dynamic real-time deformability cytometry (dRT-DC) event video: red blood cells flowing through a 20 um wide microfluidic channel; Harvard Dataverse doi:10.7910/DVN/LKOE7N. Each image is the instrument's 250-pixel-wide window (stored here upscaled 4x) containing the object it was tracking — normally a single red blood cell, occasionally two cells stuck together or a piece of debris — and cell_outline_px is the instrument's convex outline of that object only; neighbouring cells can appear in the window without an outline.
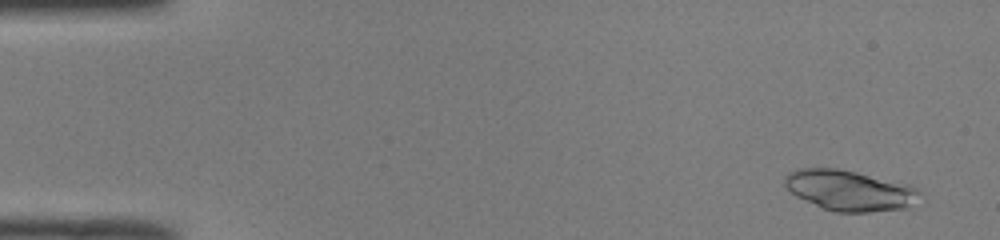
{"species": "common noctule bat (a hibernating species)", "species_latin": "Nyctalus noctula", "temperature_condition": "room temperature", "stored_images_in_passage": 48, "camera_frame_rate_fps": 3000, "um_per_image_px": 0.085, "animal": {"sex": "male", "body_mass_g": 19.0, "forearm_length_mm": 50.8}, "frame": {"image": 1, "passage_image": 2, "time_ms": 0.333, "image_size_px": [1000, 240], "cell_outline_px": [[920, 192], [904, 208], [868, 212], [836, 212], [824, 208], [796, 196], [784, 184], [784, 176], [788, 172], [800, 168], [836, 168], [856, 172], [912, 184], [920, 188]], "centroid_in_image_um": [72.18, 16.16], "position_along_channel_um": 12.8, "area_um2": 31.5}}
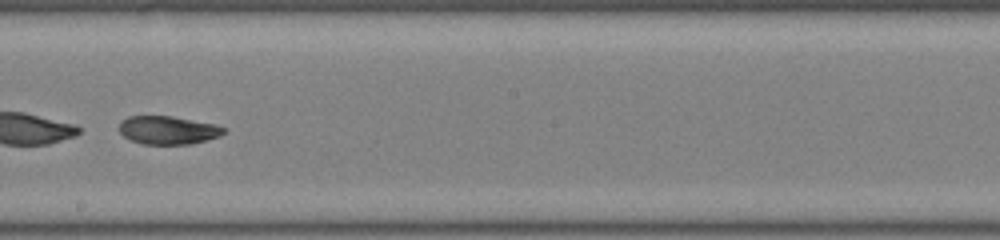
{"frame": {"image": 2, "passage_image": 28, "time_ms": 9.0, "image_size_px": [1000, 240], "cell_outline_px": [[224, 132], [220, 136], [188, 144], [144, 144], [132, 140], [124, 136], [120, 132], [120, 120], [128, 116], [172, 116], [216, 124], [224, 128]], "centroid_in_image_um": [14.26, 11.05], "position_along_channel_um": 233.9, "area_um2": 17.05}}
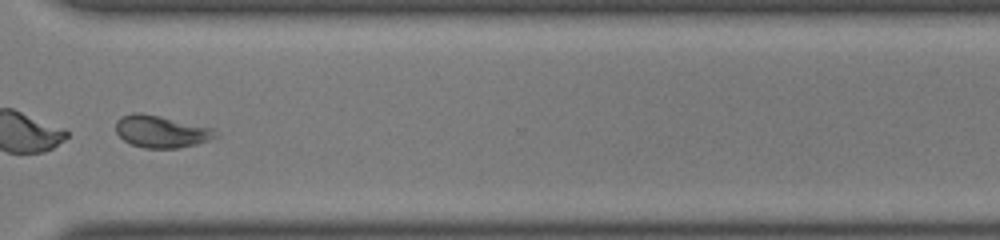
{"frame": {"image": 3, "passage_image": 37, "time_ms": 12.0, "image_size_px": [1000, 240], "cell_outline_px": [[220, 132], [216, 136], [208, 140], [196, 144], [180, 148], [144, 148], [132, 144], [124, 140], [116, 132], [116, 120], [120, 116], [132, 112], [140, 112], [160, 116], [216, 128]], "centroid_in_image_um": [13.72, 11.16], "position_along_channel_um": 356.9, "area_um2": 18.9}}